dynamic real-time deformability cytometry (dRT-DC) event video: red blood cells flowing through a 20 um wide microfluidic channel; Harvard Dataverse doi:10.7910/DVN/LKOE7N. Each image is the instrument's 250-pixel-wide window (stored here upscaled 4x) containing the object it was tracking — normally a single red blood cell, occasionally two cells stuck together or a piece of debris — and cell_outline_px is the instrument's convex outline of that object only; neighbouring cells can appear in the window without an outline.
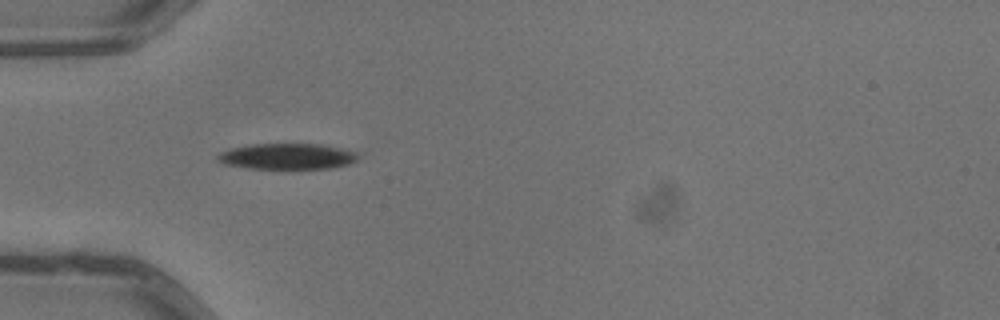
{"species": "common noctule bat (a hibernating species)", "species_latin": "Nyctalus noctula", "temperature_condition": "warm", "stored_images_in_passage": 4, "camera_frame_rate_fps": 3000, "um_per_image_px": 0.085, "animal": {"sex": "male", "body_mass_g": 13.3}, "frame": {"image": 1, "passage_image": 3, "time_ms": 0.667, "image_size_px": [1000, 320], "cell_outline_px": [[356, 160], [348, 164], [332, 168], [288, 172], [244, 168], [224, 164], [216, 160], [216, 156], [220, 152], [232, 148], [252, 144], [324, 144], [356, 152]], "centroid_in_image_um": [24.37, 13.35], "position_along_channel_um": 60.6, "area_um2": 22.31}}
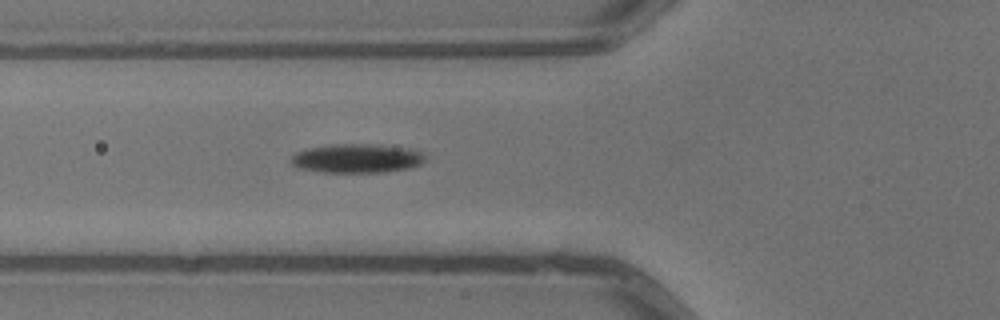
{"frame": {"image": 2, "passage_image": 4, "time_ms": 1.0, "image_size_px": [1000, 320], "cell_outline_px": [[428, 160], [412, 168], [384, 172], [324, 172], [296, 168], [292, 164], [292, 156], [296, 152], [304, 148], [332, 144], [380, 144], [412, 148], [424, 152]], "centroid_in_image_um": [30.4, 13.45], "position_along_channel_um": 95.4, "area_um2": 23.24}}